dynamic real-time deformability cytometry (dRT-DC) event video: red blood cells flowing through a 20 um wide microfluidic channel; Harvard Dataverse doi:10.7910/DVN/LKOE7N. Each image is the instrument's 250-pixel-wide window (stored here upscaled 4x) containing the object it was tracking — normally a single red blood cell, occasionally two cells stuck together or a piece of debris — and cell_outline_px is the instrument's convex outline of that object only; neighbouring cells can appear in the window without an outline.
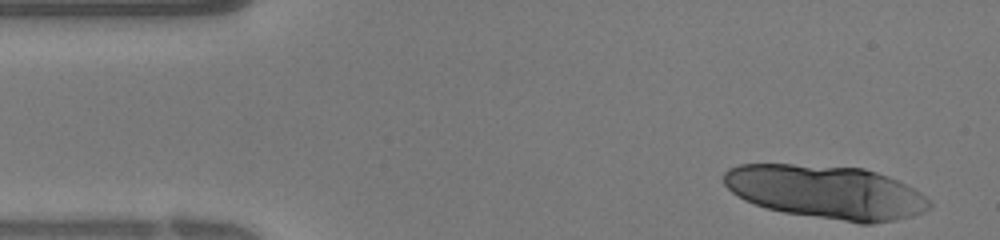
{"species": "human", "species_latin": "Homo sapiens", "temperature_condition": "warm", "stored_images_in_passage": 37, "segment_of_instrument_passage": [1, 2], "camera_frame_rate_fps": 3000, "um_per_image_px": 0.085, "donor": {"sex": "female"}, "frame": {"image": 1, "passage_image": 1, "time_ms": 0.0, "image_size_px": [1000, 240], "cell_outline_px": [[932, 204], [924, 212], [912, 216], [896, 220], [872, 224], [860, 224], [784, 212], [768, 208], [744, 200], [732, 192], [724, 184], [724, 172], [728, 168], [740, 164], [792, 164], [864, 168], [888, 176], [920, 192]], "centroid_in_image_um": [70.22, 16.33], "position_along_channel_um": 14.8, "area_um2": 64.1}}